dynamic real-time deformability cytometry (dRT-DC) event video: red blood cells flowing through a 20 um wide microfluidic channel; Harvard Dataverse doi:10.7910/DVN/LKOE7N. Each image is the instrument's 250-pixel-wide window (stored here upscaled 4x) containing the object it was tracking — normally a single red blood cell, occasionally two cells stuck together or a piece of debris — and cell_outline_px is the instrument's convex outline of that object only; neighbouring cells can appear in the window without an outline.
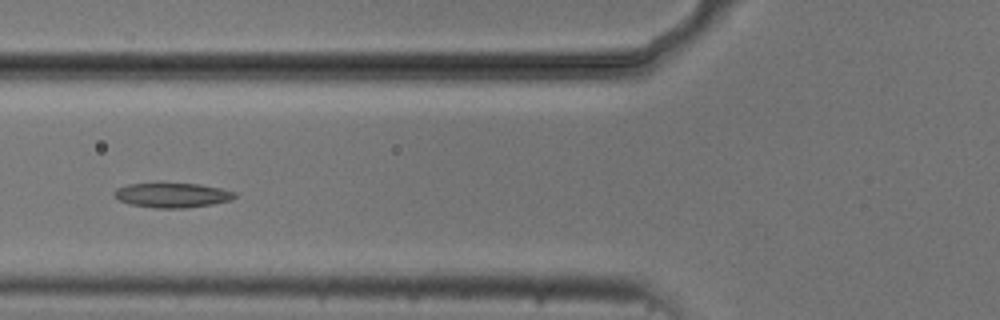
{"species": "common noctule bat (a hibernating species)", "species_latin": "Nyctalus noctula", "temperature_condition": "cold", "stored_images_in_passage": 9, "camera_frame_rate_fps": 3000, "um_per_image_px": 0.085, "animal": {"sex": "male", "body_mass_g": 20.5, "forearm_length_mm": 52.5}, "frame": {"image": 1, "passage_image": 6, "time_ms": 6.0, "image_size_px": [1000, 320], "cell_outline_px": [[236, 196], [232, 200], [212, 204], [184, 208], [156, 208], [132, 204], [120, 200], [112, 196], [112, 192], [116, 188], [128, 184], [160, 180], [200, 184], [220, 188], [236, 192]], "centroid_in_image_um": [14.59, 16.53], "position_along_channel_um": 111.2, "area_um2": 18.21}}
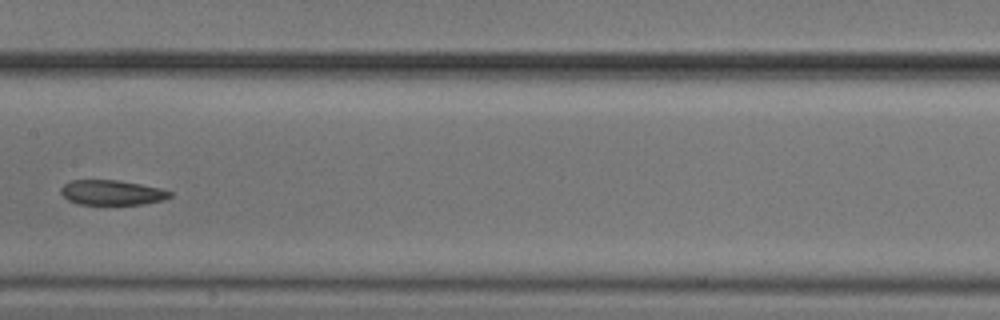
{"frame": {"image": 2, "passage_image": 8, "time_ms": 8.333, "image_size_px": [1000, 320], "cell_outline_px": [[172, 196], [164, 200], [144, 204], [80, 204], [68, 200], [60, 192], [60, 188], [64, 184], [72, 180], [120, 180], [160, 188], [172, 192]], "centroid_in_image_um": [9.53, 16.36], "position_along_channel_um": 197.9, "area_um2": 15.84}}
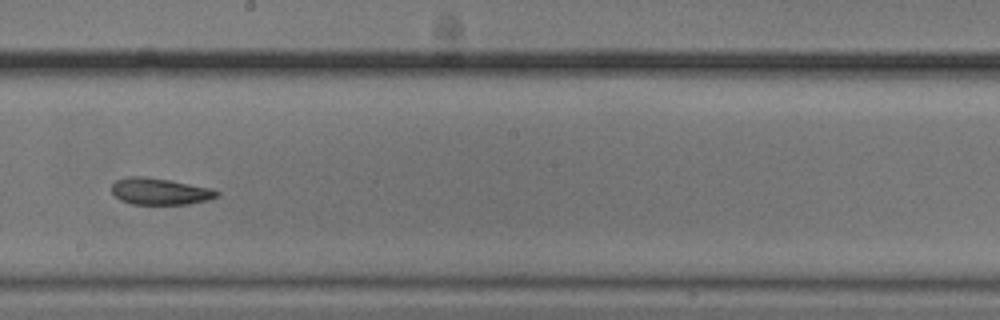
{"frame": {"image": 3, "passage_image": 9, "time_ms": 9.333, "image_size_px": [1000, 320], "cell_outline_px": [[220, 196], [208, 200], [188, 204], [132, 204], [120, 200], [112, 192], [112, 184], [116, 180], [128, 176], [140, 176], [168, 180], [212, 188], [220, 192]], "centroid_in_image_um": [13.61, 16.27], "position_along_channel_um": 234.6, "area_um2": 16.3}}